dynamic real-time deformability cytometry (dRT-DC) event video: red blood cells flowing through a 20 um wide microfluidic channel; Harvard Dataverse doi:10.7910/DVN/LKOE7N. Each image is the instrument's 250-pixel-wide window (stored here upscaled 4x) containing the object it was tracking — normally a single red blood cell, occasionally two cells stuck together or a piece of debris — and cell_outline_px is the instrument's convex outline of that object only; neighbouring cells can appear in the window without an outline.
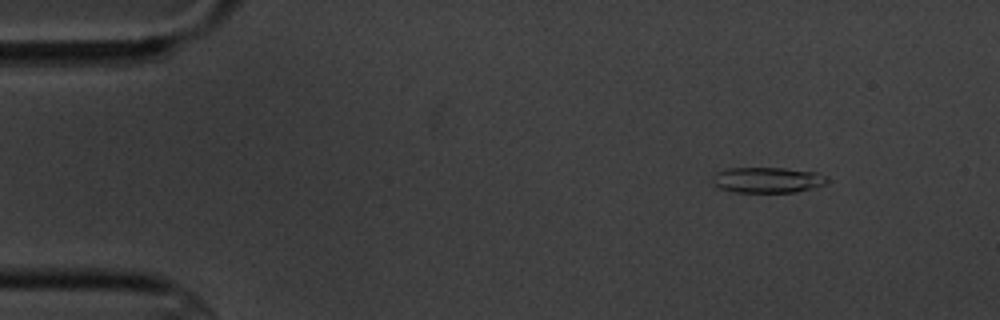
{"species": "common noctule bat (a hibernating species)", "species_latin": "Nyctalus noctula", "temperature_condition": "cold", "stored_images_in_passage": 6, "segment_of_instrument_passage": [1, 2], "camera_frame_rate_fps": 3000, "um_per_image_px": 0.085, "animal": {"sex": "male", "body_mass_g": 20.1, "forearm_length_mm": 53.5}, "frame": {"image": 1, "passage_image": 2, "time_ms": 1.0, "image_size_px": [1000, 320], "cell_outline_px": [[828, 180], [824, 184], [812, 188], [796, 192], [732, 192], [720, 188], [712, 180], [712, 176], [716, 172], [728, 168], [784, 168], [816, 172], [828, 176]], "centroid_in_image_um": [65.24, 15.29], "position_along_channel_um": 19.8, "area_um2": 17.11}}